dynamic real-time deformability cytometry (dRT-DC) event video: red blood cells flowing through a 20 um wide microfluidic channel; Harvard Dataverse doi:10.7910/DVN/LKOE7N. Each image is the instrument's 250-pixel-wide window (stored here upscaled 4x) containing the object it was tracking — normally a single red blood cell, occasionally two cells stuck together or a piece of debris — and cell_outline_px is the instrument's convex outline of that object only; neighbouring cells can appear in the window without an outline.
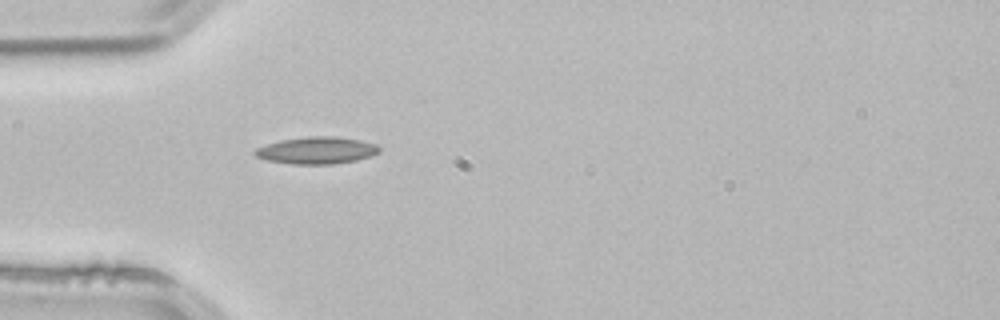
{"species": "common noctule bat (a hibernating species)", "species_latin": "Nyctalus noctula", "temperature_condition": "room temperature", "stored_images_in_passage": 31, "camera_frame_rate_fps": 3000, "um_per_image_px": 0.085, "animal": {"sex": "male", "body_mass_g": 21.5, "forearm_length_mm": 52.0}, "frame": {"image": 1, "passage_image": 1, "time_ms": 0.0, "image_size_px": [1000, 320], "cell_outline_px": [[380, 152], [372, 156], [356, 160], [332, 164], [292, 164], [268, 160], [256, 156], [252, 152], [256, 148], [280, 140], [308, 136], [336, 136], [360, 140], [376, 144], [380, 148]], "centroid_in_image_um": [26.94, 12.78], "position_along_channel_um": 58.1, "area_um2": 19.59}}
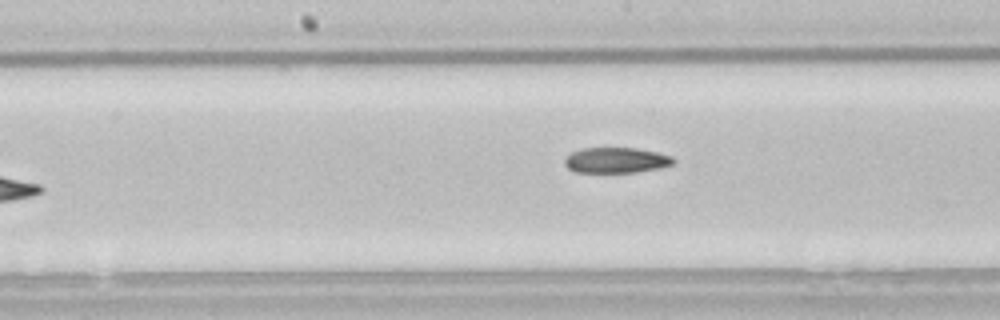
{"frame": {"image": 2, "passage_image": 12, "time_ms": 3.667, "image_size_px": [1000, 320], "cell_outline_px": [[676, 160], [672, 164], [660, 168], [636, 172], [572, 172], [564, 164], [564, 160], [572, 152], [580, 148], [636, 148], [656, 152], [672, 156]], "centroid_in_image_um": [52.36, 13.62], "position_along_channel_um": 195.8, "area_um2": 16.18}}
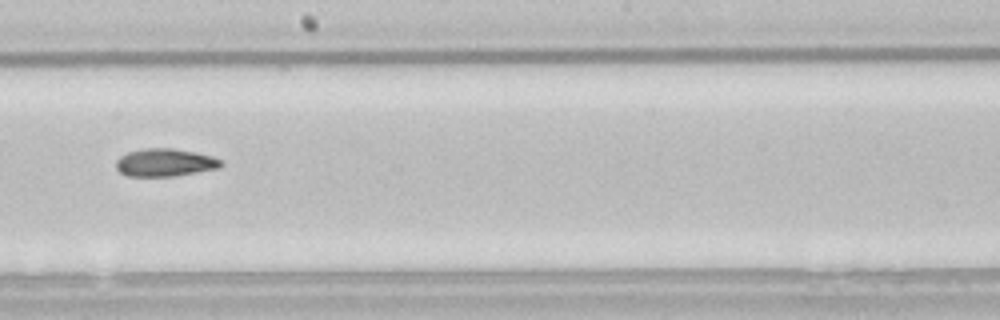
{"frame": {"image": 3, "passage_image": 15, "time_ms": 4.667, "image_size_px": [1000, 320], "cell_outline_px": [[224, 164], [220, 168], [172, 176], [128, 176], [120, 172], [116, 168], [116, 160], [120, 156], [128, 152], [144, 148], [172, 148], [196, 152], [212, 156], [224, 160]], "centroid_in_image_um": [14.05, 13.81], "position_along_channel_um": 234.1, "area_um2": 17.11}, "authors_computed_cell_mechanics": {"area_um2": 17.1088, "velocity_mm_per_s": 3.8428, "shape_relaxation_time_tau1_ms": 7.4384, "shape_relaxation_time_tau2_ms": null, "deformation_change_tau1": 0.165, "deformation_change_tau2": null}}